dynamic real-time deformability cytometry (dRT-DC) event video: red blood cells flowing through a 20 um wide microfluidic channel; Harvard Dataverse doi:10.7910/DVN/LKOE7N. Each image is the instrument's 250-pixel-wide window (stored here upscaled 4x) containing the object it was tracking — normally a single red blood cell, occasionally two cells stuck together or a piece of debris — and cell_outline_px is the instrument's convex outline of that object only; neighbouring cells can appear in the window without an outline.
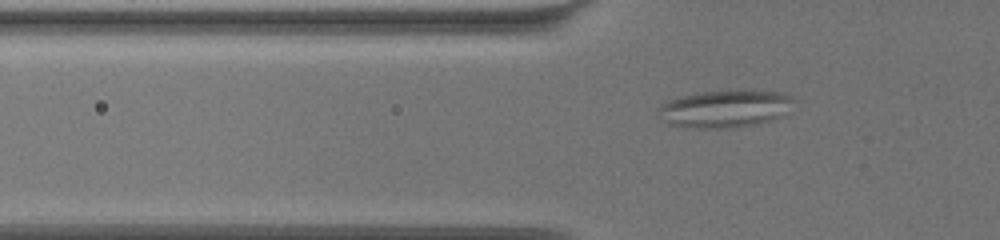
{"species": "common noctule bat (a hibernating species)", "species_latin": "Nyctalus noctula", "temperature_condition": "warm", "stored_images_in_passage": 47, "camera_frame_rate_fps": 3000, "um_per_image_px": 0.085, "animal": {"sex": "female", "body_mass_g": 19.5, "forearm_length_mm": 54.1}, "frame": {"image": 1, "passage_image": 6, "time_ms": 1.667, "image_size_px": [1000, 240], "cell_outline_px": [[792, 100], [780, 116], [772, 120], [756, 124], [732, 128], [696, 128], [668, 124], [656, 116], [660, 104], [668, 100], [680, 96], [704, 92], [780, 92], [792, 96]], "centroid_in_image_um": [61.49, 9.28], "position_along_channel_um": 64.3, "area_um2": 28.78}}
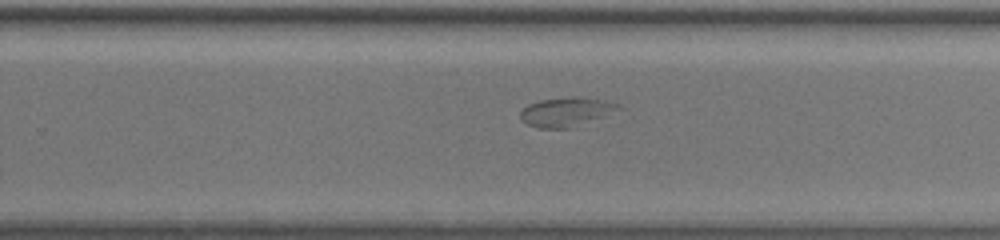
{"frame": {"image": 2, "passage_image": 26, "time_ms": 8.333, "image_size_px": [1000, 240], "cell_outline_px": [[624, 108], [568, 128], [536, 128], [520, 120], [520, 112], [528, 104], [540, 100], [572, 96], [584, 96], [616, 100]], "centroid_in_image_um": [48.18, 9.46], "position_along_channel_um": 281.6, "area_um2": 16.94}}
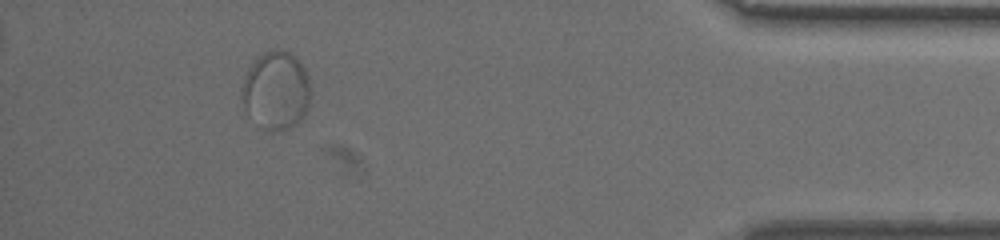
{"frame": {"image": 3, "passage_image": 42, "time_ms": 13.667, "image_size_px": [1000, 240], "cell_outline_px": [[308, 104], [300, 120], [296, 124], [288, 128], [272, 132], [268, 132], [248, 116], [244, 108], [240, 88], [248, 68], [264, 52], [276, 48], [280, 48], [296, 56], [304, 68], [308, 76]], "centroid_in_image_um": [23.42, 7.69], "position_along_channel_um": 411.8, "area_um2": 31.27}}